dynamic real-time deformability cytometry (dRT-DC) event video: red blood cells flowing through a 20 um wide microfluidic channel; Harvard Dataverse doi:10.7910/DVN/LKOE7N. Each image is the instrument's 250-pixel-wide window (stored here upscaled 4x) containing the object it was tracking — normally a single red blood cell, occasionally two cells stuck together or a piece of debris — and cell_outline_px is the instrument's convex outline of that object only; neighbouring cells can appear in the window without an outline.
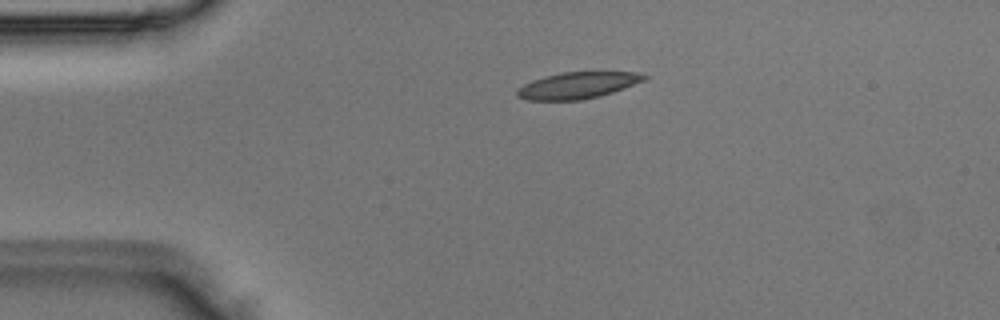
{"species": "Egyptian fruit bat (a non-hibernating species)", "species_latin": "Rousettus aegyptiacus", "temperature_condition": "room temperature", "stored_images_in_passage": 3, "camera_frame_rate_fps": 3000, "um_per_image_px": 0.085, "animal": {"sex": "male"}, "frame": {"image": 1, "passage_image": 3, "time_ms": 0.667, "image_size_px": [1000, 320], "cell_outline_px": [[648, 76], [644, 80], [624, 88], [600, 96], [580, 100], [528, 100], [516, 96], [516, 88], [532, 80], [544, 76], [560, 72], [640, 72]], "centroid_in_image_um": [49.06, 7.25], "position_along_channel_um": 35.9, "area_um2": 19.65}}